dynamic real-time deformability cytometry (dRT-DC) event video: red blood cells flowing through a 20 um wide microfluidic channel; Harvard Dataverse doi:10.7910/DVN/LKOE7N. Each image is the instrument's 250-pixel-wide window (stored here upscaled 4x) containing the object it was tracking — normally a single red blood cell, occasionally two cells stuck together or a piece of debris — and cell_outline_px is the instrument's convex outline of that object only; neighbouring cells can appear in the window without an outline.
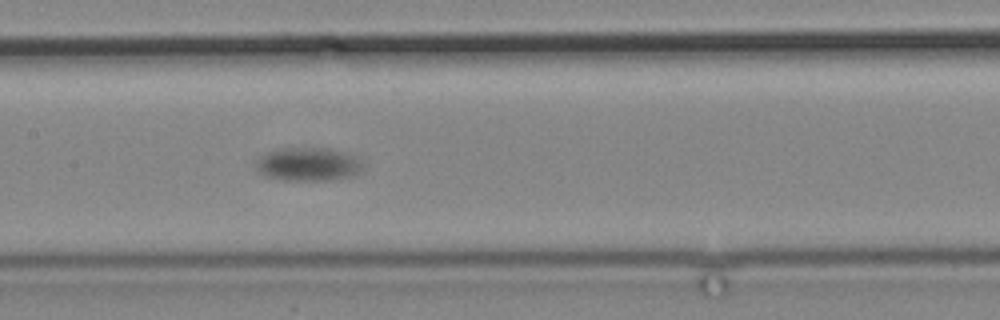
{"species": "common noctule bat (a hibernating species)", "species_latin": "Nyctalus noctula", "temperature_condition": "cold", "stored_images_in_passage": 15, "camera_frame_rate_fps": 3000, "um_per_image_px": 0.085, "animal": {"sex": "male", "body_mass_g": 19.2, "forearm_length_mm": 51.8}, "frame": {"image": 1, "passage_image": 15, "time_ms": 18.333, "image_size_px": [1000, 320], "cell_outline_px": [[364, 168], [360, 172], [352, 176], [328, 180], [288, 180], [264, 176], [256, 172], [256, 160], [260, 156], [268, 152], [284, 148], [328, 148], [344, 152], [356, 156], [360, 160]], "centroid_in_image_um": [26.19, 13.96], "position_along_channel_um": 181.2, "area_um2": 20.92}}